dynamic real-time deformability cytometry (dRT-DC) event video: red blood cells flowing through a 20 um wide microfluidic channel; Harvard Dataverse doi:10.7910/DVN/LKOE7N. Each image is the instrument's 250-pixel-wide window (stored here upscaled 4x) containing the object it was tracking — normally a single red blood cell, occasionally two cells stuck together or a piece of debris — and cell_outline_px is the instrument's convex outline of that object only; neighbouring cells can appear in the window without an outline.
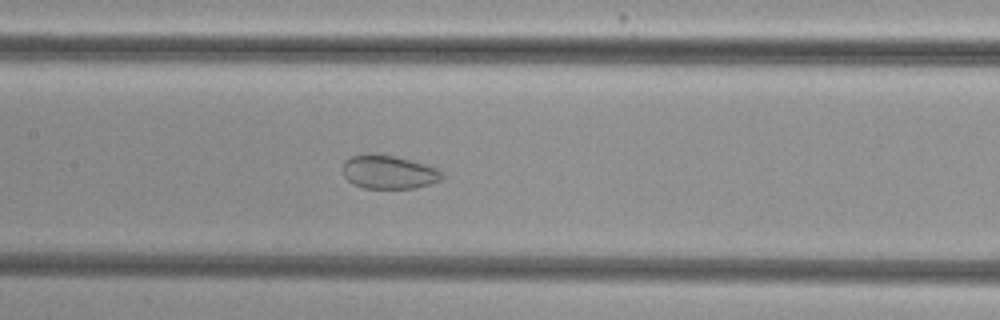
{"species": "common noctule bat (a hibernating species)", "species_latin": "Nyctalus noctula", "temperature_condition": "cold", "stored_images_in_passage": 47, "camera_frame_rate_fps": 3000, "um_per_image_px": 0.085, "animal": {"sex": "female", "body_mass_g": 29.2, "forearm_length_mm": 56.3}, "frame": {"image": 1, "passage_image": 20, "time_ms": 6.333, "image_size_px": [1000, 320], "cell_outline_px": [[444, 176], [440, 180], [416, 188], [364, 188], [352, 184], [344, 176], [344, 160], [352, 156], [372, 152], [396, 156], [436, 168]], "centroid_in_image_um": [33.0, 14.61], "position_along_channel_um": 174.4, "area_um2": 19.36}}
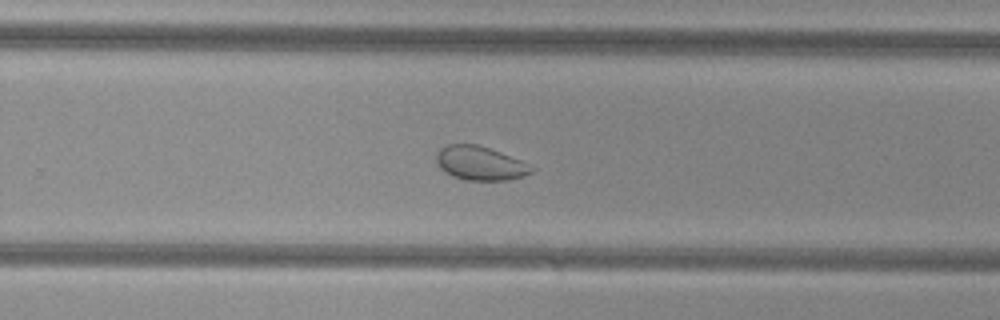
{"frame": {"image": 2, "passage_image": 29, "time_ms": 9.333, "image_size_px": [1000, 320], "cell_outline_px": [[536, 168], [532, 172], [524, 176], [508, 180], [468, 180], [452, 176], [444, 172], [440, 168], [436, 160], [436, 156], [440, 148], [448, 144], [476, 144], [500, 152], [520, 160]], "centroid_in_image_um": [40.81, 13.88], "position_along_channel_um": 289.0, "area_um2": 18.73}}
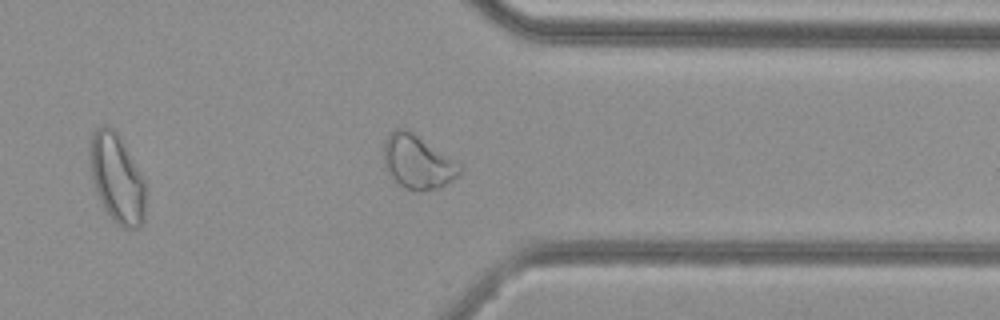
{"frame": {"image": 3, "passage_image": 36, "time_ms": 11.667, "image_size_px": [1000, 320], "cell_outline_px": [[464, 168], [460, 176], [440, 188], [420, 192], [404, 188], [388, 172], [384, 164], [384, 140], [396, 128], [408, 128], [460, 164]], "centroid_in_image_um": [35.53, 13.77], "position_along_channel_um": 375.9, "area_um2": 23.99}, "authors_computed_cell_mechanics": {"area_um2": 24.1026, "velocity_mm_per_s": 3.8282, "shape_relaxation_time_tau1_ms": null, "shape_relaxation_time_tau2_ms": 2.2, "deformation_change_tau1": null, "deformation_change_tau2": 0.0555}}